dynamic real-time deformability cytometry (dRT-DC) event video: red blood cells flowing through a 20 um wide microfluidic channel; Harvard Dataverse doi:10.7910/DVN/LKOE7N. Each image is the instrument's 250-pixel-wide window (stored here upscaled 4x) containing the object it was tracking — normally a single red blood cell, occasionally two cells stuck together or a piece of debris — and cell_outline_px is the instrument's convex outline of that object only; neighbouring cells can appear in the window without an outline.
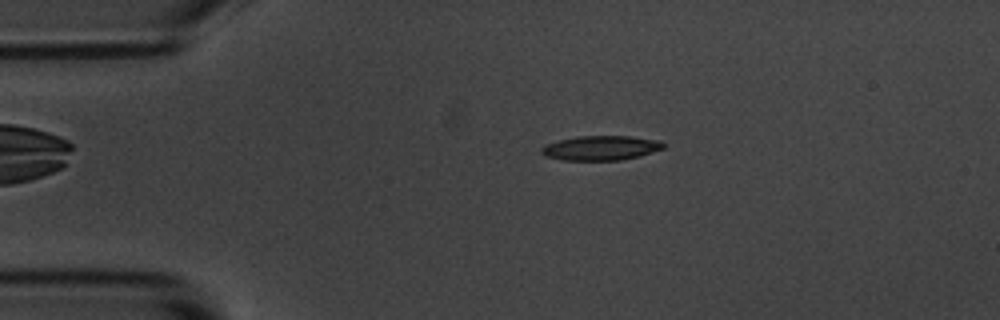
{"species": "common noctule bat (a hibernating species)", "species_latin": "Nyctalus noctula", "temperature_condition": "room temperature", "stored_images_in_passage": 6, "camera_frame_rate_fps": 3000, "um_per_image_px": 0.085, "animal": {"sex": "male", "body_mass_g": 20.1, "forearm_length_mm": 53.5}, "frame": {"image": 1, "passage_image": 2, "time_ms": 0.333, "image_size_px": [1000, 320], "cell_outline_px": [[664, 148], [640, 156], [620, 160], [564, 160], [544, 156], [540, 152], [540, 148], [544, 144], [576, 136], [628, 136], [660, 140], [664, 144]], "centroid_in_image_um": [51.04, 12.57], "position_along_channel_um": 34.0, "area_um2": 17.51}}
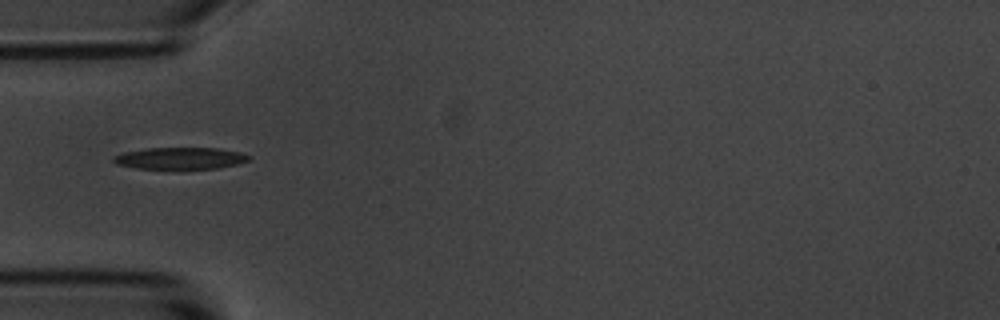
{"frame": {"image": 2, "passage_image": 4, "time_ms": 1.0, "image_size_px": [1000, 320], "cell_outline_px": [[252, 156], [248, 160], [236, 164], [220, 168], [136, 168], [116, 164], [112, 160], [112, 156], [124, 152], [148, 148], [220, 148], [240, 152]], "centroid_in_image_um": [15.32, 13.44], "position_along_channel_um": 69.7, "area_um2": 17.05}}
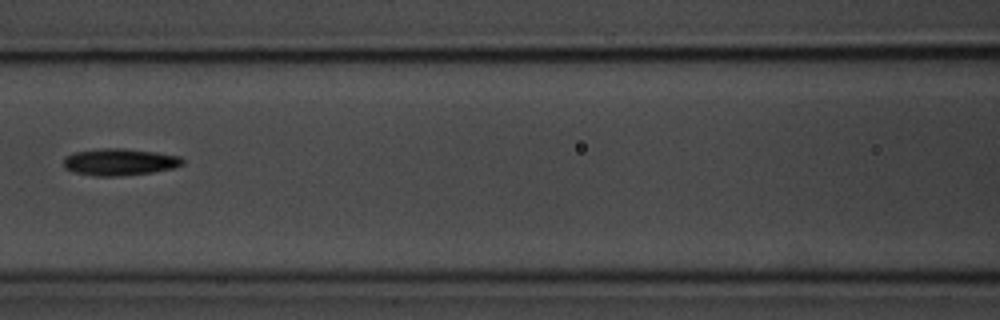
{"frame": {"image": 3, "passage_image": 6, "time_ms": 1.667, "image_size_px": [1000, 320], "cell_outline_px": [[184, 164], [172, 168], [152, 172], [120, 176], [92, 176], [72, 172], [64, 168], [64, 156], [72, 152], [104, 148], [124, 148], [156, 152], [180, 156], [184, 160]], "centroid_in_image_um": [10.13, 13.77], "position_along_channel_um": 156.5, "area_um2": 18.84}}